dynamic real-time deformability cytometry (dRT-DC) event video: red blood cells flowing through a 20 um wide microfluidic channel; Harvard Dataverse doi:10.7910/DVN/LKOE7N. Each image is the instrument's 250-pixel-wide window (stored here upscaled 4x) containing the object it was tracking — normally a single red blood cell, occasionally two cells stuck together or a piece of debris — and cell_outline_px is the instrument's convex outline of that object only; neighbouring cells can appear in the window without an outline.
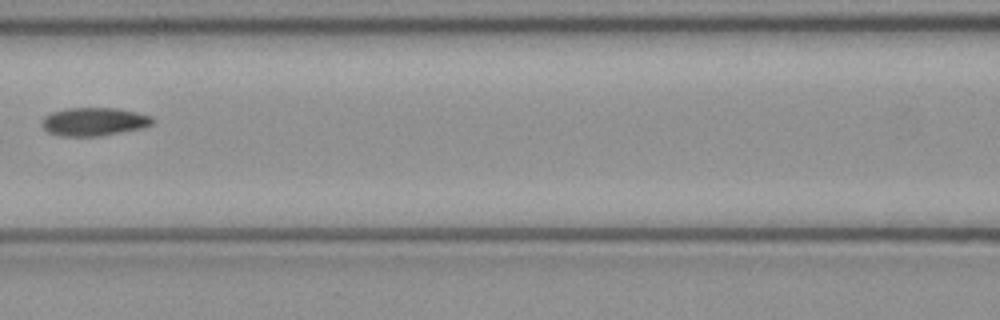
{"species": "common noctule bat (a hibernating species)", "species_latin": "Nyctalus noctula", "temperature_condition": "cold", "stored_images_in_passage": 6, "camera_frame_rate_fps": 3000, "um_per_image_px": 0.085, "animal": {"sex": "female", "body_mass_g": 21.9}, "frame": {"image": 1, "passage_image": 6, "time_ms": 1.667, "image_size_px": [1000, 320], "cell_outline_px": [[156, 120], [152, 124], [144, 128], [100, 136], [60, 136], [48, 132], [40, 124], [40, 120], [44, 116], [52, 112], [64, 108], [116, 108], [136, 112], [152, 116]], "centroid_in_image_um": [7.98, 10.34], "position_along_channel_um": 158.6, "area_um2": 18.5}}